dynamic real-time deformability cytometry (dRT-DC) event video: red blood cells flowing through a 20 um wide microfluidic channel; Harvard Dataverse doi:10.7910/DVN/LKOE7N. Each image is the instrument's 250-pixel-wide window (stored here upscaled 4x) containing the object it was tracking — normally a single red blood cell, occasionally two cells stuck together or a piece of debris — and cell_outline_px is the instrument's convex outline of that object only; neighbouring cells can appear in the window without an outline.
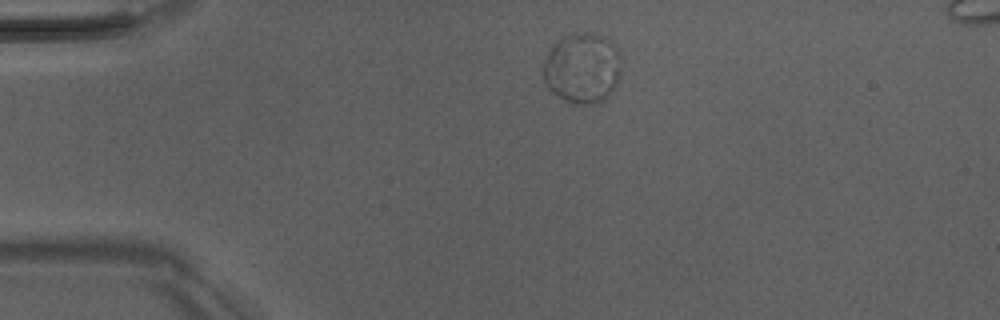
{"species": "Egyptian fruit bat (a non-hibernating species)", "species_latin": "Rousettus aegyptiacus", "temperature_condition": "room temperature", "stored_images_in_passage": 45, "camera_frame_rate_fps": 3000, "um_per_image_px": 0.085, "animal": {"sex": "male"}, "frame": {"image": 1, "passage_image": 5, "time_ms": 1.333, "image_size_px": [1000, 320], "cell_outline_px": [[620, 76], [616, 84], [600, 100], [592, 104], [576, 104], [564, 100], [552, 92], [548, 88], [544, 80], [544, 64], [548, 52], [564, 36], [572, 32], [600, 36], [616, 48], [620, 52]], "centroid_in_image_um": [49.47, 5.8], "position_along_channel_um": 35.5, "area_um2": 31.15}}
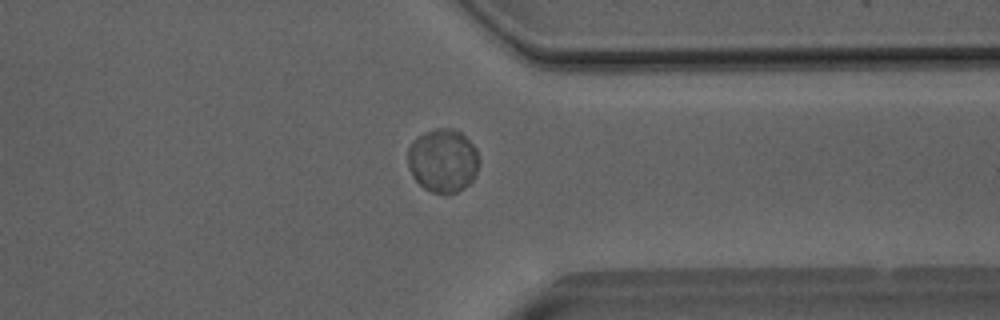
{"frame": {"image": 2, "passage_image": 34, "time_ms": 11.0, "image_size_px": [1000, 320], "cell_outline_px": [[480, 164], [472, 180], [464, 188], [448, 196], [432, 192], [424, 188], [412, 176], [408, 168], [408, 148], [416, 136], [424, 132], [436, 128], [452, 128], [460, 132], [476, 148], [480, 160]], "centroid_in_image_um": [37.64, 13.66], "position_along_channel_um": 373.8, "area_um2": 26.76}}
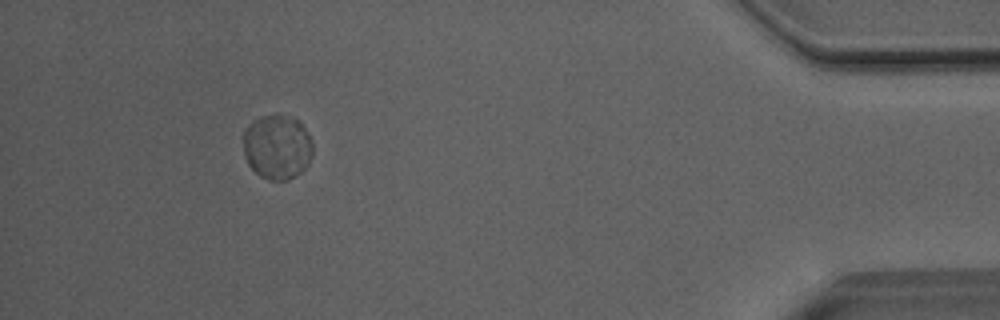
{"frame": {"image": 3, "passage_image": 41, "time_ms": 13.333, "image_size_px": [1000, 320], "cell_outline_px": [[312, 156], [308, 164], [300, 172], [288, 180], [272, 180], [260, 176], [248, 164], [244, 152], [244, 128], [252, 120], [264, 116], [280, 116], [296, 120], [304, 128], [312, 140]], "centroid_in_image_um": [23.55, 12.51], "position_along_channel_um": 411.7, "area_um2": 25.78}}